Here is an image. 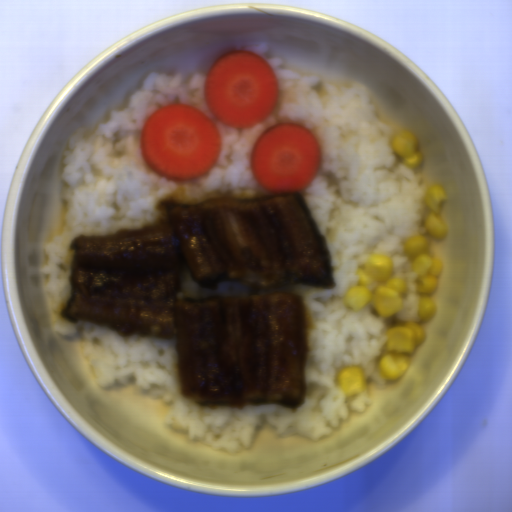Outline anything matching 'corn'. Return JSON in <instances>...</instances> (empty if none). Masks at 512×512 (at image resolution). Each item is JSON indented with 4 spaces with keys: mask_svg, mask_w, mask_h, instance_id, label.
<instances>
[{
    "mask_svg": "<svg viewBox=\"0 0 512 512\" xmlns=\"http://www.w3.org/2000/svg\"><path fill=\"white\" fill-rule=\"evenodd\" d=\"M395 270L388 255L376 253L369 256L356 270V285L346 291V307L358 312L370 304L384 319L402 311L407 292L406 279L394 277Z\"/></svg>",
    "mask_w": 512,
    "mask_h": 512,
    "instance_id": "obj_1",
    "label": "corn"
},
{
    "mask_svg": "<svg viewBox=\"0 0 512 512\" xmlns=\"http://www.w3.org/2000/svg\"><path fill=\"white\" fill-rule=\"evenodd\" d=\"M385 334L387 341L377 368L383 380L394 381L405 374L413 353L424 342L425 331L419 324L401 320L388 324Z\"/></svg>",
    "mask_w": 512,
    "mask_h": 512,
    "instance_id": "obj_2",
    "label": "corn"
},
{
    "mask_svg": "<svg viewBox=\"0 0 512 512\" xmlns=\"http://www.w3.org/2000/svg\"><path fill=\"white\" fill-rule=\"evenodd\" d=\"M416 275L415 284L418 293L432 294L437 291L443 265L440 259L431 255L429 237L410 236L402 245Z\"/></svg>",
    "mask_w": 512,
    "mask_h": 512,
    "instance_id": "obj_3",
    "label": "corn"
},
{
    "mask_svg": "<svg viewBox=\"0 0 512 512\" xmlns=\"http://www.w3.org/2000/svg\"><path fill=\"white\" fill-rule=\"evenodd\" d=\"M446 200L447 192L444 186L439 184L432 185L423 199V204L427 208L423 220L424 230L437 240H443L448 236L447 224L442 215Z\"/></svg>",
    "mask_w": 512,
    "mask_h": 512,
    "instance_id": "obj_4",
    "label": "corn"
},
{
    "mask_svg": "<svg viewBox=\"0 0 512 512\" xmlns=\"http://www.w3.org/2000/svg\"><path fill=\"white\" fill-rule=\"evenodd\" d=\"M334 382L346 398L361 394L367 386L363 366L356 364L343 367L335 374Z\"/></svg>",
    "mask_w": 512,
    "mask_h": 512,
    "instance_id": "obj_5",
    "label": "corn"
},
{
    "mask_svg": "<svg viewBox=\"0 0 512 512\" xmlns=\"http://www.w3.org/2000/svg\"><path fill=\"white\" fill-rule=\"evenodd\" d=\"M419 141L415 135L408 131L396 133L393 141V152L405 164L406 167L418 166L424 156L418 151Z\"/></svg>",
    "mask_w": 512,
    "mask_h": 512,
    "instance_id": "obj_6",
    "label": "corn"
},
{
    "mask_svg": "<svg viewBox=\"0 0 512 512\" xmlns=\"http://www.w3.org/2000/svg\"><path fill=\"white\" fill-rule=\"evenodd\" d=\"M417 311L418 318H420L424 322L434 317L437 312L434 299H431L426 296L421 297L418 303Z\"/></svg>",
    "mask_w": 512,
    "mask_h": 512,
    "instance_id": "obj_7",
    "label": "corn"
}]
</instances>
